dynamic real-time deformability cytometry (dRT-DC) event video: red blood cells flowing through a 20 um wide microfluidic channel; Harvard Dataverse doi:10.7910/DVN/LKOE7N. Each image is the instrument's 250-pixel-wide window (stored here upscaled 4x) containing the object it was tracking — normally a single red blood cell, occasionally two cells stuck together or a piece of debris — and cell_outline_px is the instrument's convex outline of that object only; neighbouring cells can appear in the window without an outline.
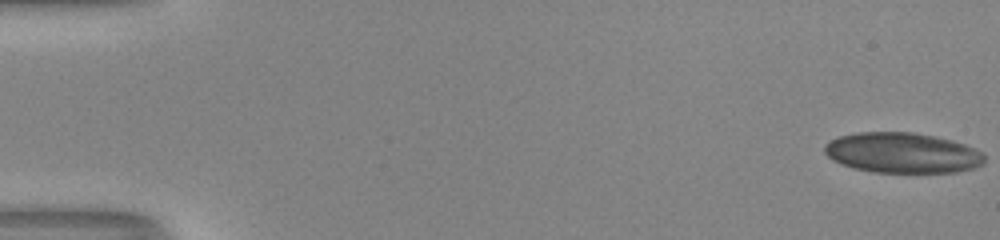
{"species": "human", "species_latin": "Homo sapiens", "temperature_condition": "room temperature", "stored_images_in_passage": 53, "camera_frame_rate_fps": 3000, "um_per_image_px": 0.085, "donor": {"sex": "male"}, "frame": {"image": 1, "passage_image": 1, "time_ms": 0.0, "image_size_px": [1000, 240], "cell_outline_px": [[984, 164], [972, 168], [956, 172], [872, 172], [852, 168], [840, 164], [832, 160], [824, 152], [824, 144], [828, 140], [840, 136], [856, 132], [912, 132], [952, 140], [964, 144], [984, 152]], "centroid_in_image_um": [76.67, 12.99], "position_along_channel_um": 8.3, "area_um2": 37.8}}
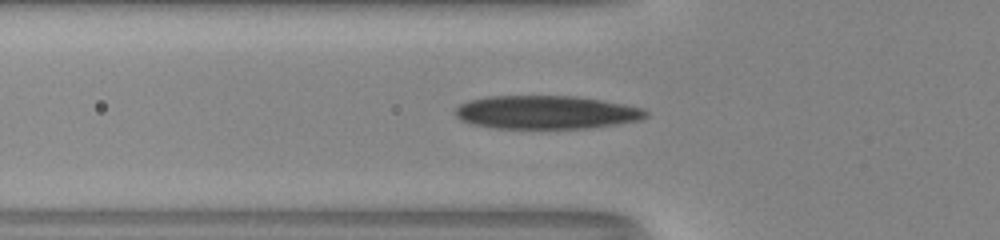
{"frame": {"image": 2, "passage_image": 20, "time_ms": 6.333, "image_size_px": [1000, 240], "cell_outline_px": [[648, 116], [640, 120], [616, 124], [588, 128], [492, 128], [472, 124], [460, 120], [452, 112], [460, 104], [468, 100], [488, 96], [572, 96], [600, 100], [624, 104], [644, 108], [648, 112]], "centroid_in_image_um": [46.39, 9.54], "position_along_channel_um": 79.4, "area_um2": 37.17}}
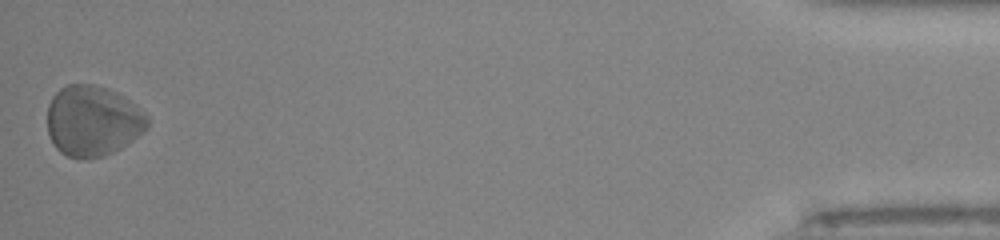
{"frame": {"image": 3, "passage_image": 53, "time_ms": 17.333, "image_size_px": [1000, 240], "cell_outline_px": [[148, 128], [144, 132], [120, 148], [104, 156], [88, 160], [80, 160], [68, 156], [60, 152], [56, 148], [48, 132], [48, 104], [52, 96], [60, 88], [68, 84], [96, 84], [108, 88], [124, 96], [144, 112], [148, 116]], "centroid_in_image_um": [7.88, 10.28], "position_along_channel_um": 427.3, "area_um2": 41.56}, "authors_computed_cell_mechanics": {"area_um2": 37.3966, "velocity_mm_per_s": 3.9932, "shape_relaxation_time_tau1_ms": 1.5136, "shape_relaxation_time_tau2_ms": null, "deformation_change_tau1": 0.0679, "deformation_change_tau2": null}}